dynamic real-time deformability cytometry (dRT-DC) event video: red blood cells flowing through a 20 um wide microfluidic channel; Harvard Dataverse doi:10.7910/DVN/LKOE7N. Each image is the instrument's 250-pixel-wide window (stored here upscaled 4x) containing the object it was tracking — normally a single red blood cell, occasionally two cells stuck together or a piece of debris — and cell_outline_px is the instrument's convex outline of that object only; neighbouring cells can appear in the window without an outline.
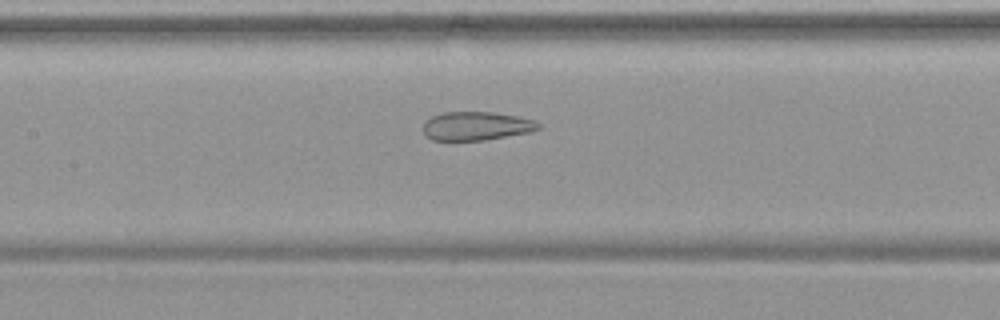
{"species": "common noctule bat (a hibernating species)", "species_latin": "Nyctalus noctula", "temperature_condition": "warm", "stored_images_in_passage": 46, "camera_frame_rate_fps": 3000, "um_per_image_px": 0.085, "animal": {"sex": "female", "body_mass_g": 19.9}, "frame": {"image": 1, "passage_image": 18, "time_ms": 5.667, "image_size_px": [1000, 320], "cell_outline_px": [[540, 128], [528, 132], [484, 140], [432, 140], [424, 136], [424, 120], [432, 116], [444, 112], [492, 112], [516, 116], [536, 120], [540, 124]], "centroid_in_image_um": [40.45, 10.7], "position_along_channel_um": 166.9, "area_um2": 19.19}}
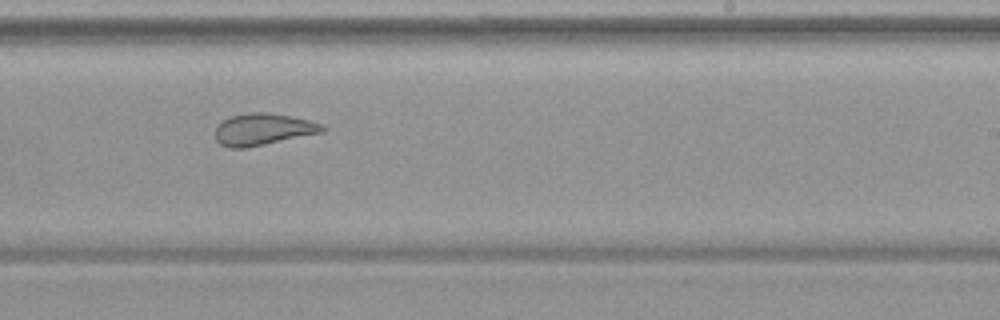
{"frame": {"image": 2, "passage_image": 26, "time_ms": 8.333, "image_size_px": [1000, 320], "cell_outline_px": [[328, 128], [324, 132], [244, 148], [228, 148], [220, 144], [216, 140], [216, 128], [224, 120], [232, 116], [248, 112], [264, 112], [292, 116], [324, 124]], "centroid_in_image_um": [22.4, 10.99], "position_along_channel_um": 266.6, "area_um2": 19.77}}
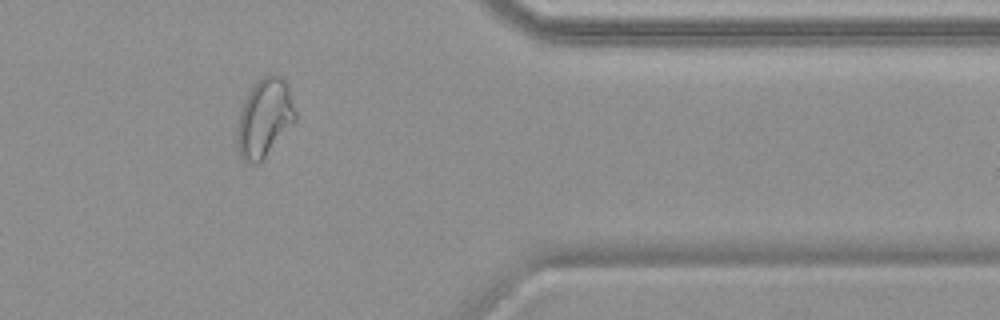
{"frame": {"image": 3, "passage_image": 37, "time_ms": 12.0, "image_size_px": [1000, 320], "cell_outline_px": [[296, 120], [264, 156], [256, 164], [248, 164], [240, 156], [236, 144], [236, 132], [240, 112], [244, 100], [248, 92], [256, 80], [264, 76], [280, 76], [288, 84], [296, 112]], "centroid_in_image_um": [22.46, 10.01], "position_along_channel_um": 388.9, "area_um2": 26.3}, "authors_computed_cell_mechanics": {"area_um2": 25.0852, "velocity_mm_per_s": 3.766, "shape_relaxation_time_tau1_ms": null, "shape_relaxation_time_tau2_ms": 1.7291, "deformation_change_tau1": null, "deformation_change_tau2": 0.0811}}